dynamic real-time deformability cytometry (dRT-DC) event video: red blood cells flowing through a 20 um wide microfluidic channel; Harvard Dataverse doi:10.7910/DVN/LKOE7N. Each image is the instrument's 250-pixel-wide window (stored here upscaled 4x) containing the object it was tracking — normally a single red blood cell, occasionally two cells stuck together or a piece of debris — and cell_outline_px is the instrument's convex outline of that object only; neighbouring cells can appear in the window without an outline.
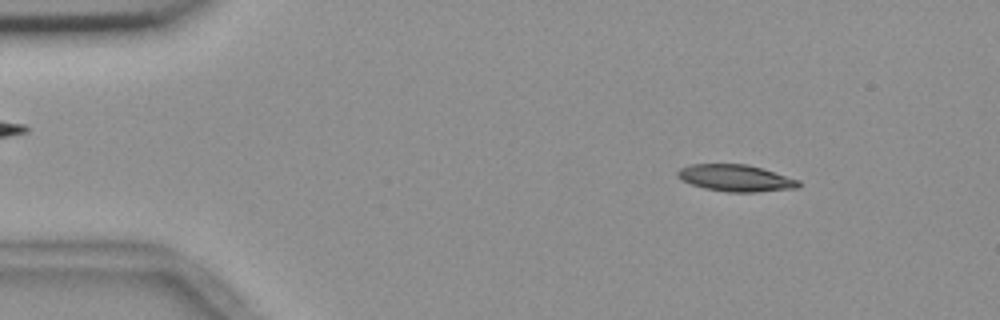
{"species": "common noctule bat (a hibernating species)", "species_latin": "Nyctalus noctula", "temperature_condition": "room temperature", "stored_images_in_passage": 54, "camera_frame_rate_fps": 3000, "um_per_image_px": 0.085, "animal": {"sex": "female", "body_mass_g": 18.4}, "frame": {"image": 1, "passage_image": 7, "time_ms": 2.0, "image_size_px": [1000, 320], "cell_outline_px": [[800, 184], [796, 188], [756, 192], [728, 192], [704, 188], [680, 180], [676, 176], [676, 172], [680, 168], [692, 164], [748, 164], [800, 180]], "centroid_in_image_um": [62.5, 15.13], "position_along_channel_um": 22.5, "area_um2": 18.84}}
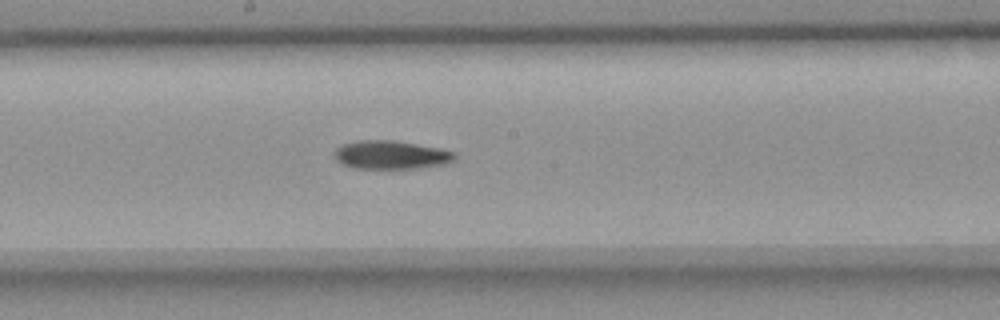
{"frame": {"image": 2, "passage_image": 29, "time_ms": 9.333, "image_size_px": [1000, 320], "cell_outline_px": [[456, 160], [444, 164], [420, 168], [352, 168], [336, 160], [332, 156], [336, 148], [344, 144], [360, 140], [392, 140], [440, 148], [456, 152]], "centroid_in_image_um": [33.25, 13.16], "position_along_channel_um": 215.0, "area_um2": 20.0}}
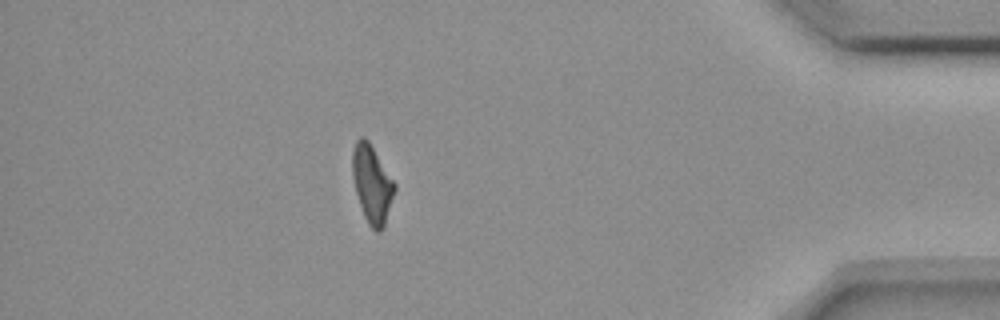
{"frame": {"image": 3, "passage_image": 48, "time_ms": 15.667, "image_size_px": [1000, 320], "cell_outline_px": [[396, 188], [384, 228], [380, 232], [376, 232], [368, 224], [364, 216], [356, 192], [352, 176], [352, 152], [356, 140], [360, 136], [364, 136], [368, 140], [396, 184]], "centroid_in_image_um": [31.62, 15.65], "position_along_channel_um": 403.6, "area_um2": 19.13}, "authors_computed_cell_mechanics": {"area_um2": 19.6231, "velocity_mm_per_s": 3.6876, "shape_relaxation_time_tau1_ms": 9.8941, "shape_relaxation_time_tau2_ms": null, "deformation_change_tau1": 0.2217, "deformation_change_tau2": null}}